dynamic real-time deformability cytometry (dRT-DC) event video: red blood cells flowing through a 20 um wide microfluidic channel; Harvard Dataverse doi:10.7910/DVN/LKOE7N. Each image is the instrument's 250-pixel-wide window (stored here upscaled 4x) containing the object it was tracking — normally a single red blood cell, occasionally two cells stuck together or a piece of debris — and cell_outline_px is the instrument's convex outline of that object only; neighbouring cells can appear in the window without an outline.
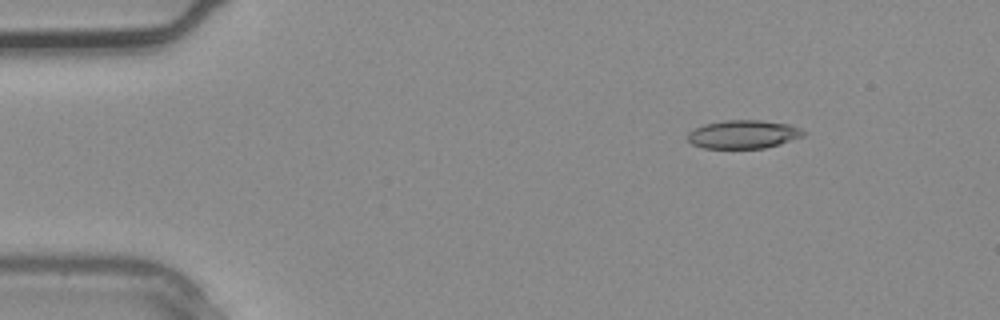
{"species": "common noctule bat (a hibernating species)", "species_latin": "Nyctalus noctula", "temperature_condition": "warm", "stored_images_in_passage": 2, "camera_frame_rate_fps": 3000, "um_per_image_px": 0.085, "animal": {"sex": "male", "body_mass_g": 20.4}, "frame": {"image": 1, "passage_image": 1, "time_ms": 0.0, "image_size_px": [1000, 320], "cell_outline_px": [[808, 132], [804, 136], [780, 144], [764, 148], [704, 148], [692, 144], [688, 140], [688, 132], [704, 124], [724, 120], [760, 120], [788, 124], [800, 128]], "centroid_in_image_um": [63.21, 11.41], "position_along_channel_um": 21.8, "area_um2": 19.19}}